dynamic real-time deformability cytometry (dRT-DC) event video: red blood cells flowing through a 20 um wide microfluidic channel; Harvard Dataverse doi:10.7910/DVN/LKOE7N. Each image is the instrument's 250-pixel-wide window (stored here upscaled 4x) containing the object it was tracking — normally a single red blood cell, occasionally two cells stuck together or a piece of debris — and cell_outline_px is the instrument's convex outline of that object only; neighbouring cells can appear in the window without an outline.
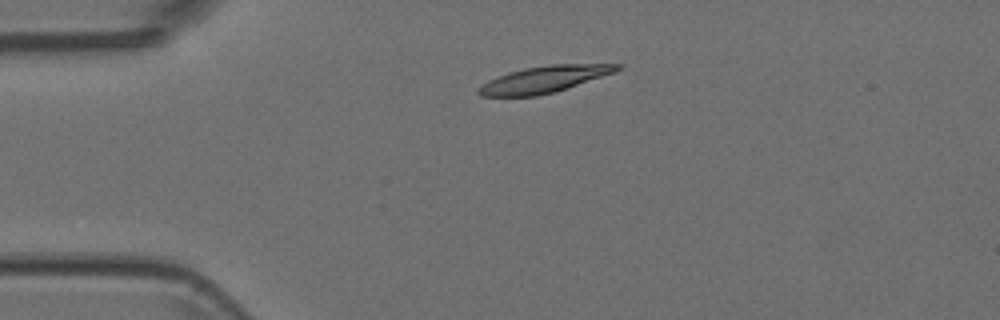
{"species": "Egyptian fruit bat (a non-hibernating species)", "species_latin": "Rousettus aegyptiacus", "temperature_condition": "room temperature", "stored_images_in_passage": 3, "camera_frame_rate_fps": 3000, "um_per_image_px": 0.085, "animal": {"sex": "female"}, "frame": {"image": 1, "passage_image": 1, "time_ms": 0.0, "image_size_px": [1000, 320], "cell_outline_px": [[624, 64], [616, 72], [556, 92], [536, 96], [480, 96], [476, 92], [476, 88], [488, 80], [508, 72], [524, 68], [548, 64]], "centroid_in_image_um": [46.24, 6.74], "position_along_channel_um": 38.8, "area_um2": 21.68}}
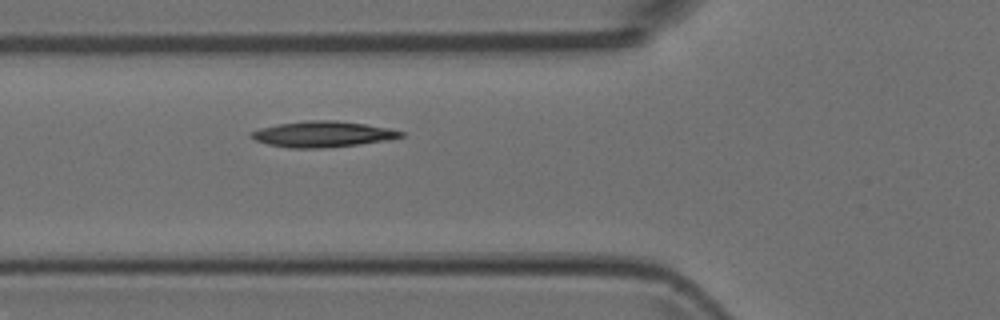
{"frame": {"image": 2, "passage_image": 3, "time_ms": 0.667, "image_size_px": [1000, 320], "cell_outline_px": [[404, 136], [392, 140], [360, 144], [320, 148], [288, 148], [268, 144], [256, 140], [252, 136], [252, 132], [260, 128], [276, 124], [304, 120], [336, 120], [364, 124], [388, 128], [404, 132]], "centroid_in_image_um": [27.47, 11.4], "position_along_channel_um": 98.3, "area_um2": 22.54}}